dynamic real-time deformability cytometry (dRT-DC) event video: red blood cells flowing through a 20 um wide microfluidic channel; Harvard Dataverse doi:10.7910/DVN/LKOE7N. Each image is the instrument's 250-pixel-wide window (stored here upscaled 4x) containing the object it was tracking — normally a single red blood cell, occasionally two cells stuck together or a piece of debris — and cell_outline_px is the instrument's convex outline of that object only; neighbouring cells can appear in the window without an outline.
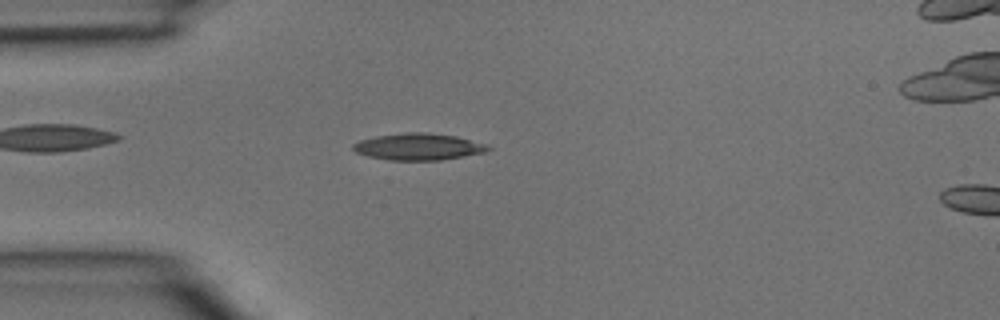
{"species": "common noctule bat (a hibernating species)", "species_latin": "Nyctalus noctula", "temperature_condition": "room temperature", "stored_images_in_passage": 2, "segment_of_instrument_passage": [1, 2], "camera_frame_rate_fps": 3000, "um_per_image_px": 0.085, "animal": {"sex": "male", "body_mass_g": 15.6}, "frame": {"image": 1, "passage_image": 1, "time_ms": 0.0, "image_size_px": [1000, 320], "cell_outline_px": [[492, 148], [484, 152], [440, 160], [388, 160], [368, 156], [356, 152], [352, 148], [352, 144], [360, 140], [376, 136], [404, 132], [424, 132], [456, 136], [488, 144]], "centroid_in_image_um": [35.55, 12.46], "position_along_channel_um": 49.4, "area_um2": 20.98}}